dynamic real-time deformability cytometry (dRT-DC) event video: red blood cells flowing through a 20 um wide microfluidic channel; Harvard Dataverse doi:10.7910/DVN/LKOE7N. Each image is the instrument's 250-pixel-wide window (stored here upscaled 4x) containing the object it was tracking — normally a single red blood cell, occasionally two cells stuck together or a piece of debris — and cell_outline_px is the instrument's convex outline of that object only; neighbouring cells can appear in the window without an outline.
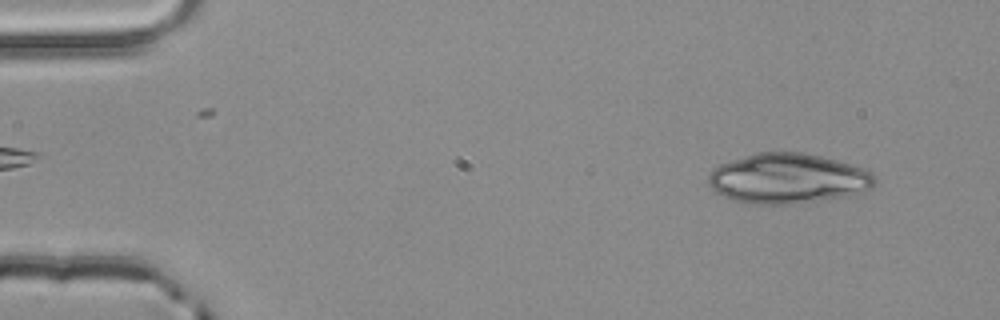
{"species": "common noctule bat (a hibernating species)", "species_latin": "Nyctalus noctula", "temperature_condition": "room temperature", "stored_images_in_passage": 5, "camera_frame_rate_fps": 3000, "um_per_image_px": 0.085, "animal": {"sex": "male", "body_mass_g": 20.4}, "frame": {"image": 1, "passage_image": 2, "time_ms": 0.333, "image_size_px": [1000, 320], "cell_outline_px": [[876, 184], [872, 188], [848, 196], [796, 204], [752, 204], [732, 200], [716, 192], [708, 184], [708, 176], [720, 164], [756, 152], [800, 152], [820, 156], [836, 160], [872, 172], [876, 176]], "centroid_in_image_um": [66.98, 15.19], "position_along_channel_um": 18.0, "area_um2": 48.49}}